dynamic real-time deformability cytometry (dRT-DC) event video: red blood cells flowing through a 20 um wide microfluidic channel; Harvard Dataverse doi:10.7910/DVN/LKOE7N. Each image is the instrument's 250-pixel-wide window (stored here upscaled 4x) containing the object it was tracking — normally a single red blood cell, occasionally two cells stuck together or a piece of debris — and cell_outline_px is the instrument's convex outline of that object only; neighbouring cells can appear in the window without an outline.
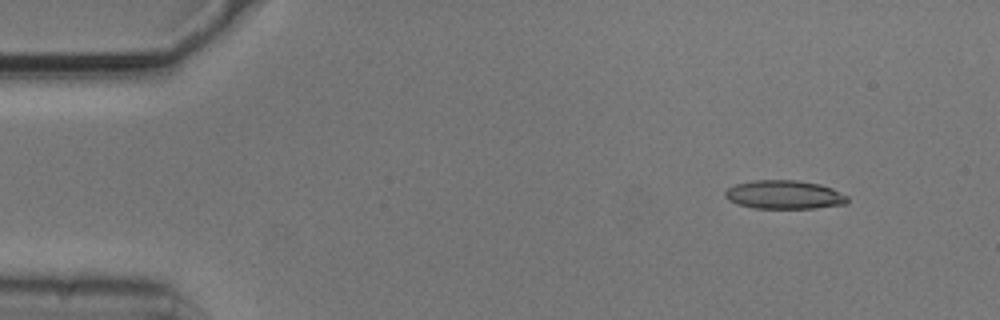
{"species": "common noctule bat (a hibernating species)", "species_latin": "Nyctalus noctula", "temperature_condition": "cold", "stored_images_in_passage": 49, "camera_frame_rate_fps": 3000, "um_per_image_px": 0.085, "animal": {"sex": "male", "body_mass_g": 20.5, "forearm_length_mm": 52.5}, "frame": {"image": 1, "passage_image": 1, "time_ms": 0.0, "image_size_px": [1000, 320], "cell_outline_px": [[848, 204], [816, 208], [752, 208], [736, 204], [728, 200], [724, 196], [724, 192], [728, 188], [736, 184], [752, 180], [796, 180], [820, 184], [832, 188], [848, 196]], "centroid_in_image_um": [66.66, 16.55], "position_along_channel_um": 18.3, "area_um2": 20.63}}
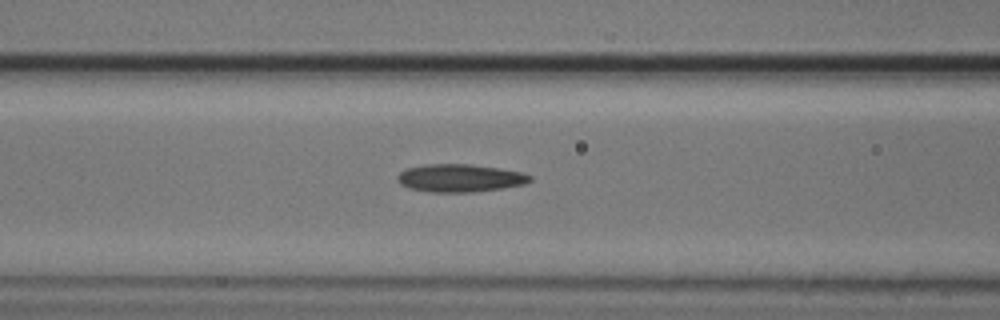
{"frame": {"image": 2, "passage_image": 17, "time_ms": 5.333, "image_size_px": [1000, 320], "cell_outline_px": [[532, 180], [524, 184], [504, 188], [472, 192], [432, 192], [408, 188], [400, 184], [396, 176], [404, 168], [424, 164], [468, 164], [500, 168], [524, 172], [532, 176]], "centroid_in_image_um": [39.09, 15.13], "position_along_channel_um": 127.5, "area_um2": 21.73}}
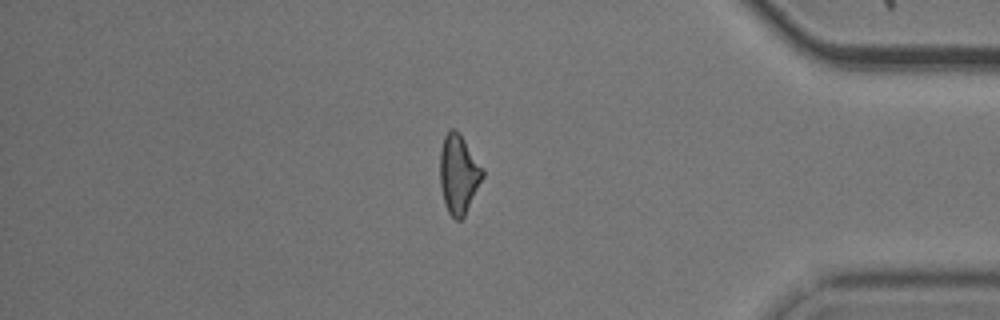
{"frame": {"image": 3, "passage_image": 41, "time_ms": 13.333, "image_size_px": [1000, 320], "cell_outline_px": [[484, 176], [464, 216], [460, 220], [456, 220], [448, 212], [444, 204], [440, 184], [440, 148], [444, 136], [448, 128], [456, 128], [460, 132], [484, 168]], "centroid_in_image_um": [38.98, 14.74], "position_along_channel_um": 396.2, "area_um2": 20.0}, "authors_computed_cell_mechanics": {"area_um2": 20.519, "velocity_mm_per_s": 3.7337, "shape_relaxation_time_tau1_ms": 6.2214, "shape_relaxation_time_tau2_ms": 3.5263, "deformation_change_tau1": 0.1643, "deformation_change_tau2": 0.1364}}